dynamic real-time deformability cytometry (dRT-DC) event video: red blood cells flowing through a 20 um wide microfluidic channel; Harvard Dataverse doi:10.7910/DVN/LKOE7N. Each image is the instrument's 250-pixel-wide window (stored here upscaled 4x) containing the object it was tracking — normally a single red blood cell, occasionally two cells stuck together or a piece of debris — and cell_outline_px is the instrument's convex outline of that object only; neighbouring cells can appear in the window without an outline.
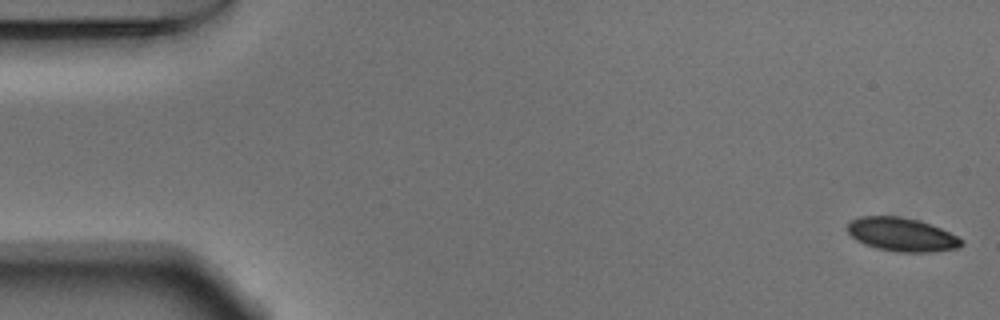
{"species": "Egyptian fruit bat (a non-hibernating species)", "species_latin": "Rousettus aegyptiacus", "temperature_condition": "warm", "stored_images_in_passage": 54, "camera_frame_rate_fps": 3000, "um_per_image_px": 0.085, "animal": {"sex": "male"}, "frame": {"image": 1, "passage_image": 1, "time_ms": 0.0, "image_size_px": [1000, 320], "cell_outline_px": [[964, 244], [960, 248], [932, 252], [896, 252], [876, 248], [864, 244], [856, 240], [848, 232], [848, 224], [852, 220], [860, 216], [900, 216], [916, 220], [940, 228], [964, 240]], "centroid_in_image_um": [76.66, 19.95], "position_along_channel_um": 8.3, "area_um2": 22.25}}
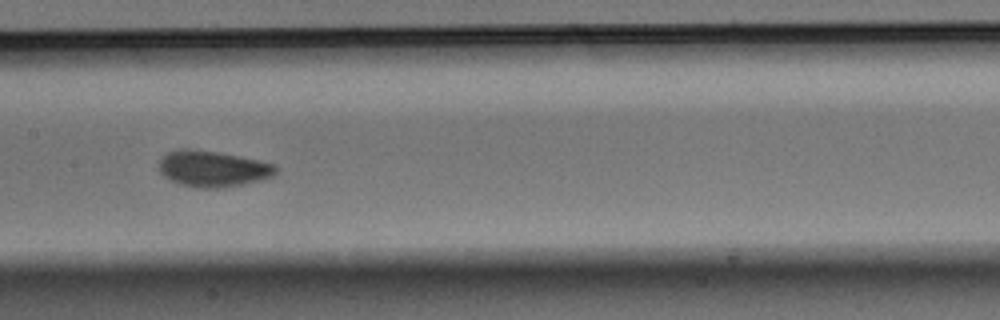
{"frame": {"image": 2, "passage_image": 26, "time_ms": 8.333, "image_size_px": [1000, 320], "cell_outline_px": [[276, 172], [272, 176], [260, 180], [244, 184], [224, 188], [196, 188], [180, 184], [164, 176], [160, 172], [160, 160], [168, 152], [220, 152], [260, 160], [276, 164]], "centroid_in_image_um": [18.18, 14.39], "position_along_channel_um": 189.2, "area_um2": 23.81}}
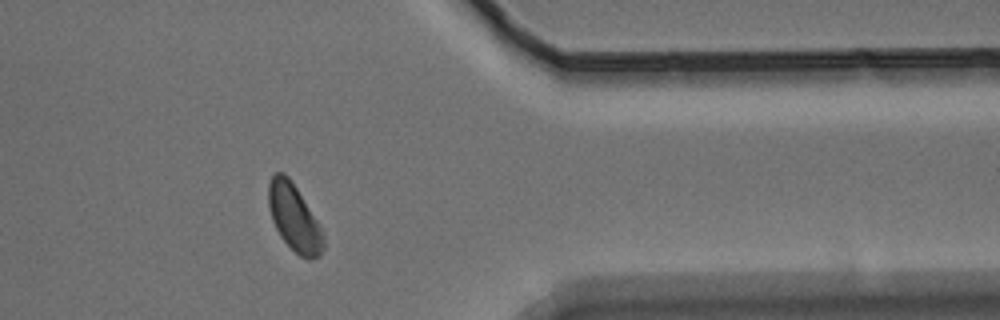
{"frame": {"image": 3, "passage_image": 43, "time_ms": 14.0, "image_size_px": [1000, 320], "cell_outline_px": [[324, 248], [320, 256], [308, 260], [300, 256], [280, 236], [272, 220], [268, 204], [268, 184], [272, 176], [276, 172], [284, 172], [288, 176], [320, 224], [324, 236]], "centroid_in_image_um": [25.01, 18.51], "position_along_channel_um": 386.4, "area_um2": 21.33}, "authors_computed_cell_mechanics": {"area_um2": 22.8021, "velocity_mm_per_s": 3.7643, "shape_relaxation_time_tau1_ms": 2.1626, "shape_relaxation_time_tau2_ms": null, "deformation_change_tau1": 0.0654, "deformation_change_tau2": null}}